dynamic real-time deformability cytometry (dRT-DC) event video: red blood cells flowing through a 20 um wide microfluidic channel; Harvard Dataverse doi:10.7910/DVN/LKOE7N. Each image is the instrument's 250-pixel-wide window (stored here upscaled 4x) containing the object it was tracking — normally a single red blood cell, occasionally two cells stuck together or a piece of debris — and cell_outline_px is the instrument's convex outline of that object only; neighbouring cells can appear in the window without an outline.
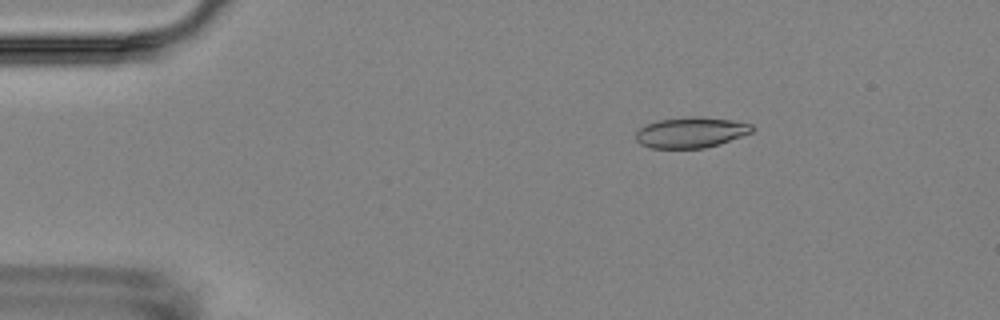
{"species": "Egyptian fruit bat (a non-hibernating species)", "species_latin": "Rousettus aegyptiacus", "temperature_condition": "room temperature", "stored_images_in_passage": 5, "camera_frame_rate_fps": 3000, "um_per_image_px": 0.085, "animal": {"sex": "female"}, "frame": {"image": 1, "passage_image": 2, "time_ms": 2.0, "image_size_px": [1000, 320], "cell_outline_px": [[752, 132], [720, 144], [704, 148], [652, 148], [640, 144], [636, 140], [636, 132], [640, 128], [648, 124], [660, 120], [692, 116], [700, 116], [732, 120], [752, 124]], "centroid_in_image_um": [58.73, 11.26], "position_along_channel_um": 26.3, "area_um2": 20.63}}
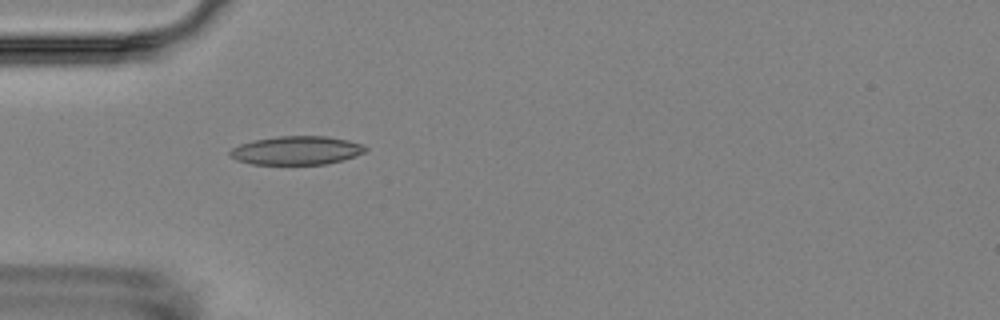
{"frame": {"image": 2, "passage_image": 4, "time_ms": 4.667, "image_size_px": [1000, 320], "cell_outline_px": [[368, 148], [364, 152], [356, 156], [328, 164], [252, 164], [236, 160], [228, 152], [232, 148], [240, 144], [252, 140], [276, 136], [328, 136], [348, 140], [364, 144]], "centroid_in_image_um": [25.23, 12.78], "position_along_channel_um": 59.8, "area_um2": 22.72}}
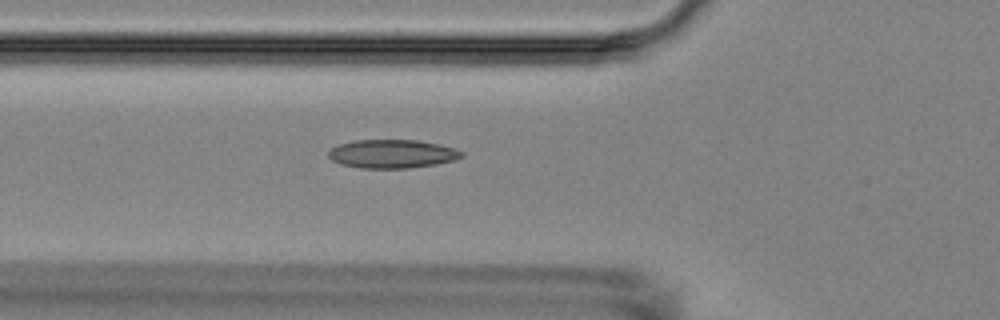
{"frame": {"image": 3, "passage_image": 5, "time_ms": 5.667, "image_size_px": [1000, 320], "cell_outline_px": [[464, 156], [456, 160], [436, 164], [408, 168], [360, 168], [340, 164], [332, 160], [328, 156], [328, 152], [332, 148], [340, 144], [352, 140], [416, 140], [440, 144], [464, 152]], "centroid_in_image_um": [33.34, 13.08], "position_along_channel_um": 92.5, "area_um2": 22.2}}